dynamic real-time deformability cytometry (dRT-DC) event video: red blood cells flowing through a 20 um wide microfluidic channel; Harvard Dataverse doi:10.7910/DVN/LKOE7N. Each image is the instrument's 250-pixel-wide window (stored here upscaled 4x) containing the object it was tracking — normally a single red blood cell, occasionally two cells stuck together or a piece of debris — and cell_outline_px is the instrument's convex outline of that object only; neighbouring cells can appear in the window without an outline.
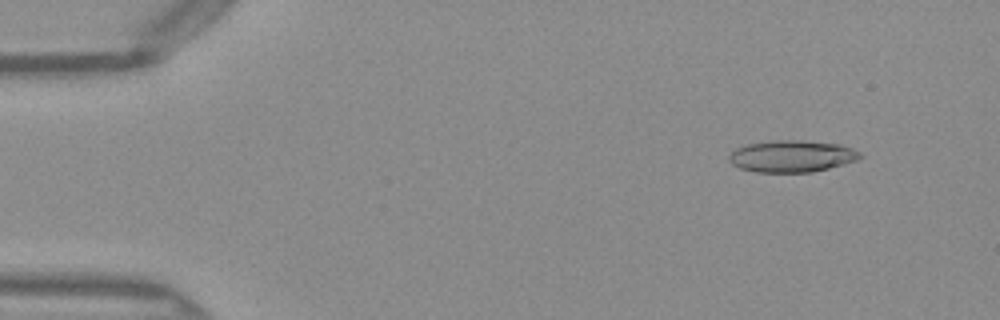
{"species": "Egyptian fruit bat (a non-hibernating species)", "species_latin": "Rousettus aegyptiacus", "temperature_condition": "warm", "stored_images_in_passage": 50, "camera_frame_rate_fps": 3000, "um_per_image_px": 0.085, "frame": {"image": 1, "passage_image": 5, "time_ms": 1.333, "image_size_px": [1000, 320], "cell_outline_px": [[864, 156], [856, 160], [844, 164], [812, 172], [756, 172], [740, 168], [732, 164], [728, 160], [728, 156], [736, 148], [748, 144], [772, 140], [800, 140], [840, 144], [852, 148], [860, 152]], "centroid_in_image_um": [67.31, 13.27], "position_along_channel_um": 17.7, "area_um2": 24.33}}
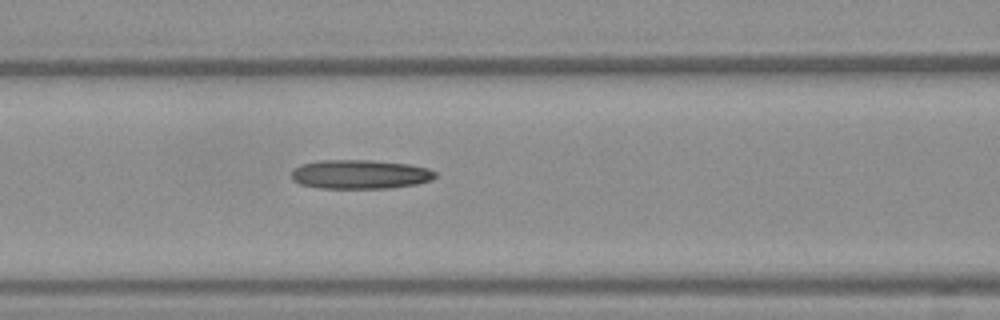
{"frame": {"image": 2, "passage_image": 21, "time_ms": 6.667, "image_size_px": [1000, 320], "cell_outline_px": [[436, 176], [432, 180], [416, 184], [388, 188], [320, 188], [300, 184], [292, 180], [292, 172], [296, 168], [304, 164], [320, 160], [372, 160], [408, 164], [428, 168], [436, 172]], "centroid_in_image_um": [30.63, 14.82], "position_along_channel_um": 136.0, "area_um2": 24.28}}
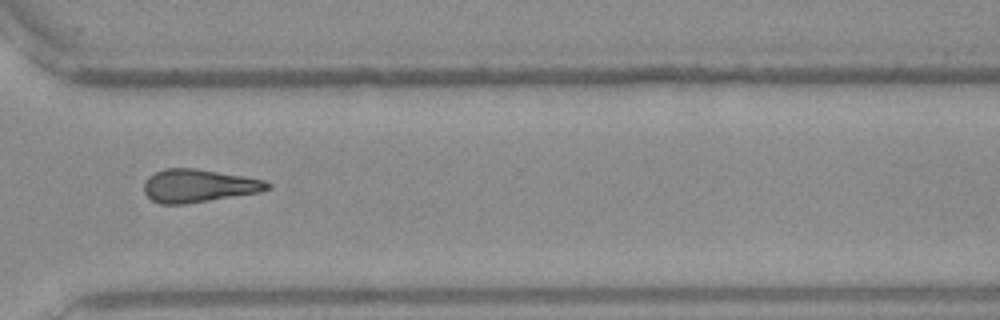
{"frame": {"image": 3, "passage_image": 37, "time_ms": 12.0, "image_size_px": [1000, 320], "cell_outline_px": [[272, 188], [260, 192], [184, 204], [160, 204], [152, 200], [144, 192], [144, 184], [148, 176], [164, 168], [196, 168], [244, 176], [264, 180], [272, 184]], "centroid_in_image_um": [16.89, 15.78], "position_along_channel_um": 353.7, "area_um2": 23.76}}